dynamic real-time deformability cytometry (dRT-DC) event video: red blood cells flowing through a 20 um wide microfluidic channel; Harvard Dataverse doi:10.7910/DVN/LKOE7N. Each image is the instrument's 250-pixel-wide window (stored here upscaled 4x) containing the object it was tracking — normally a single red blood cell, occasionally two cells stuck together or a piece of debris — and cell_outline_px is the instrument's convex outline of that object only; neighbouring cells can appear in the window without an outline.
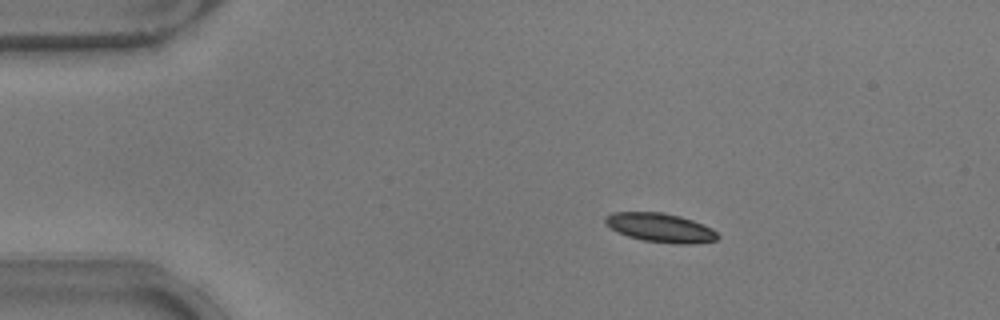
{"species": "common noctule bat (a hibernating species)", "species_latin": "Nyctalus noctula", "temperature_condition": "warm", "stored_images_in_passage": 44, "camera_frame_rate_fps": 3000, "um_per_image_px": 0.085, "animal": {"sex": "male", "body_mass_g": 17.9}, "frame": {"image": 1, "passage_image": 1, "time_ms": 0.0, "image_size_px": [1000, 320], "cell_outline_px": [[720, 236], [716, 240], [692, 244], [680, 244], [644, 240], [628, 236], [616, 232], [604, 224], [604, 216], [612, 212], [660, 212], [680, 216], [692, 220], [712, 228]], "centroid_in_image_um": [56.09, 19.34], "position_along_channel_um": 28.9, "area_um2": 19.02}}
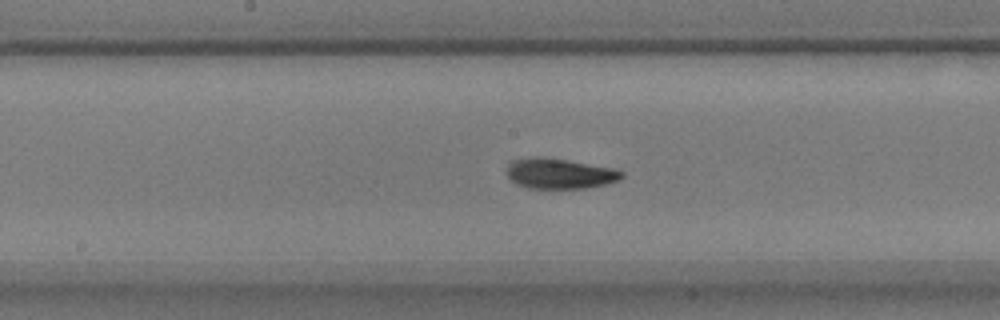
{"frame": {"image": 2, "passage_image": 19, "time_ms": 6.0, "image_size_px": [1000, 320], "cell_outline_px": [[624, 176], [620, 180], [588, 188], [528, 188], [516, 184], [508, 176], [508, 160], [536, 156], [564, 160], [616, 168], [624, 172]], "centroid_in_image_um": [47.58, 14.75], "position_along_channel_um": 200.6, "area_um2": 20.35}}
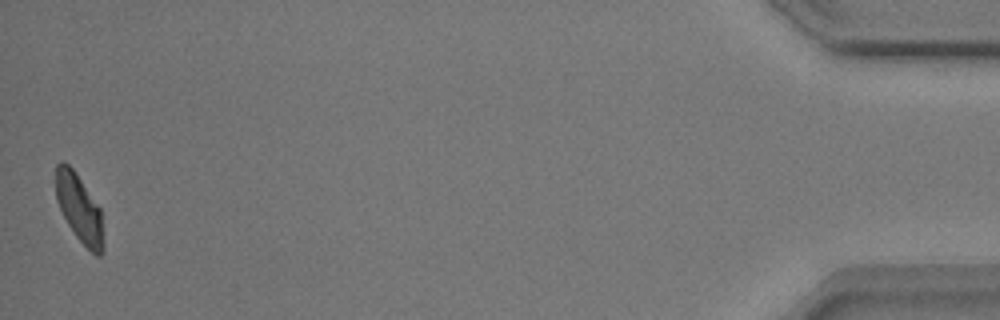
{"frame": {"image": 3, "passage_image": 44, "time_ms": 14.333, "image_size_px": [1000, 320], "cell_outline_px": [[104, 252], [100, 256], [96, 256], [76, 236], [68, 224], [56, 200], [56, 164], [64, 160], [72, 168], [100, 208], [104, 244]], "centroid_in_image_um": [6.74, 17.73], "position_along_channel_um": 428.5, "area_um2": 18.55}, "authors_computed_cell_mechanics": {"area_um2": 19.9988, "velocity_mm_per_s": 3.8229, "shape_relaxation_time_tau1_ms": 2.6295, "shape_relaxation_time_tau2_ms": 0.9253, "deformation_change_tau1": 0.1413, "deformation_change_tau2": 0.0594}}